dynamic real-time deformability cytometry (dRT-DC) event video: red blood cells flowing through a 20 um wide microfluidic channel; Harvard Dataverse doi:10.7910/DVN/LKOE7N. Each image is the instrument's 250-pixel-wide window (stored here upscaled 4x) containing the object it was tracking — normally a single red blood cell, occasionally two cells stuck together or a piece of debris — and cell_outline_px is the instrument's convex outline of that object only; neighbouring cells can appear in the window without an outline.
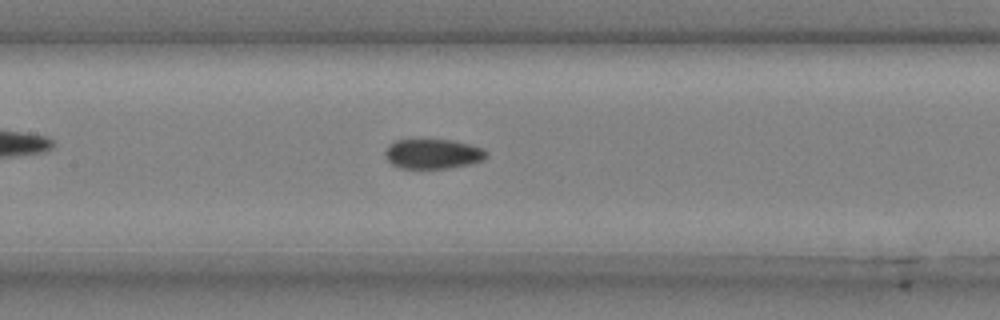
{"species": "common noctule bat (a hibernating species)", "species_latin": "Nyctalus noctula", "temperature_condition": "cold", "stored_images_in_passage": 49, "camera_frame_rate_fps": 3000, "um_per_image_px": 0.085, "animal": {"sex": "male", "body_mass_g": 20.4}, "frame": {"image": 1, "passage_image": 22, "time_ms": 7.0, "image_size_px": [1000, 320], "cell_outline_px": [[488, 156], [484, 160], [468, 164], [448, 168], [400, 168], [392, 164], [384, 156], [384, 152], [388, 144], [396, 140], [452, 140], [484, 148], [488, 152]], "centroid_in_image_um": [36.79, 13.08], "position_along_channel_um": 170.6, "area_um2": 17.63}}
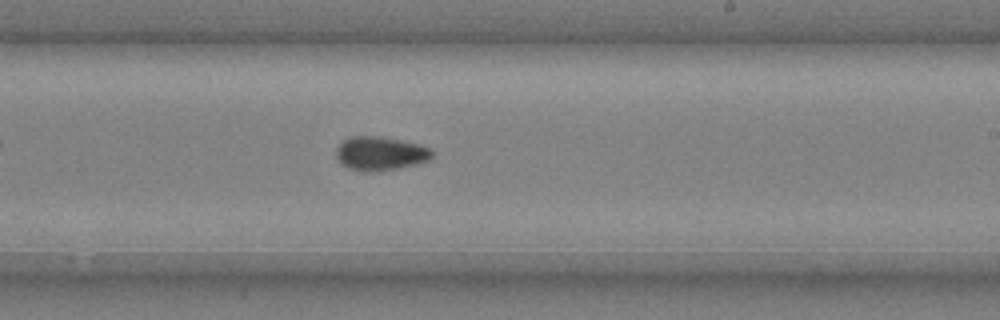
{"frame": {"image": 2, "passage_image": 29, "time_ms": 9.333, "image_size_px": [1000, 320], "cell_outline_px": [[432, 156], [428, 160], [416, 164], [400, 168], [376, 172], [364, 172], [348, 168], [340, 164], [336, 156], [336, 148], [348, 136], [376, 136], [416, 144], [428, 148], [432, 152]], "centroid_in_image_um": [32.25, 13.07], "position_along_channel_um": 256.7, "area_um2": 18.79}}
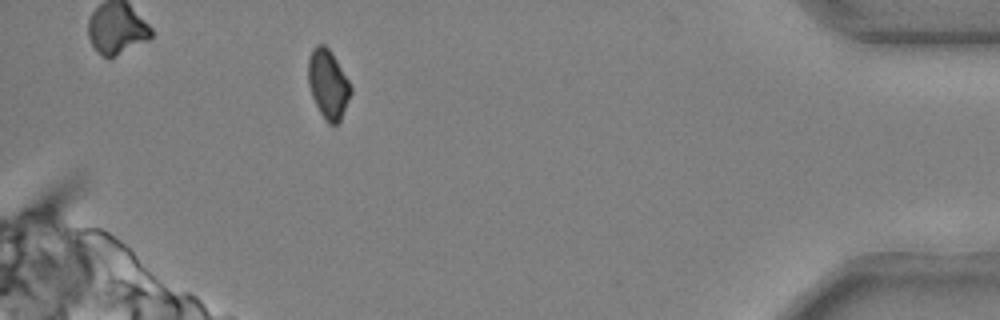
{"frame": {"image": 3, "passage_image": 45, "time_ms": 14.667, "image_size_px": [1000, 320], "cell_outline_px": [[352, 92], [340, 120], [336, 124], [328, 124], [320, 112], [312, 96], [308, 84], [308, 56], [312, 48], [316, 44], [324, 44], [332, 52], [348, 80], [352, 88]], "centroid_in_image_um": [27.87, 7.12], "position_along_channel_um": 407.3, "area_um2": 17.11}}